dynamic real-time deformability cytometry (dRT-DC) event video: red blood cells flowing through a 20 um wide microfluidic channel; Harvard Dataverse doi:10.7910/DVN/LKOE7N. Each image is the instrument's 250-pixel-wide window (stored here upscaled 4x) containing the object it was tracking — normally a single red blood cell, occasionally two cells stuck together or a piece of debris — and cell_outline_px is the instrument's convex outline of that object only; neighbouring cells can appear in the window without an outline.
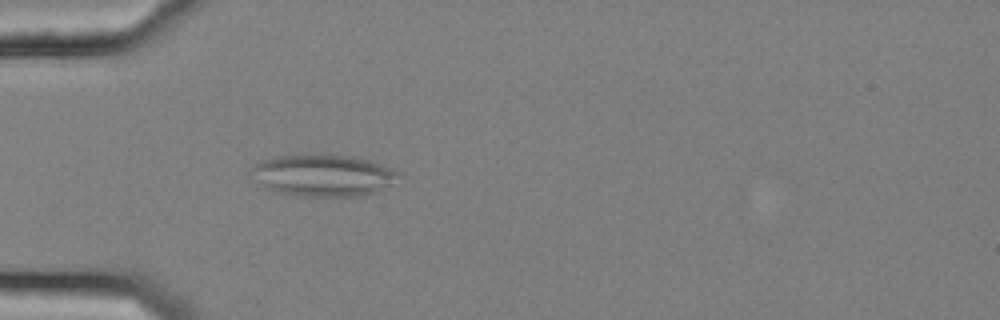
{"species": "common noctule bat (a hibernating species)", "species_latin": "Nyctalus noctula", "temperature_condition": "cold", "stored_images_in_passage": 40, "camera_frame_rate_fps": 3000, "um_per_image_px": 0.085, "animal": {"sex": "female", "body_mass_g": 25.1}, "frame": {"image": 1, "passage_image": 1, "time_ms": 0.0, "image_size_px": [1000, 320], "cell_outline_px": [[404, 176], [392, 184], [376, 192], [364, 196], [304, 196], [280, 192], [264, 188], [248, 176], [248, 168], [260, 160], [272, 156], [324, 152], [356, 156], [380, 164]], "centroid_in_image_um": [27.38, 14.86], "position_along_channel_um": 57.6, "area_um2": 37.17}, "authors_computed_cell_mechanics": {"area_um2": 27.3683, "velocity_mm_per_s": 3.6442, "shape_relaxation_time_tau1_ms": null, "shape_relaxation_time_tau2_ms": 1.6573, "deformation_change_tau1": null, "deformation_change_tau2": 0.0893}}